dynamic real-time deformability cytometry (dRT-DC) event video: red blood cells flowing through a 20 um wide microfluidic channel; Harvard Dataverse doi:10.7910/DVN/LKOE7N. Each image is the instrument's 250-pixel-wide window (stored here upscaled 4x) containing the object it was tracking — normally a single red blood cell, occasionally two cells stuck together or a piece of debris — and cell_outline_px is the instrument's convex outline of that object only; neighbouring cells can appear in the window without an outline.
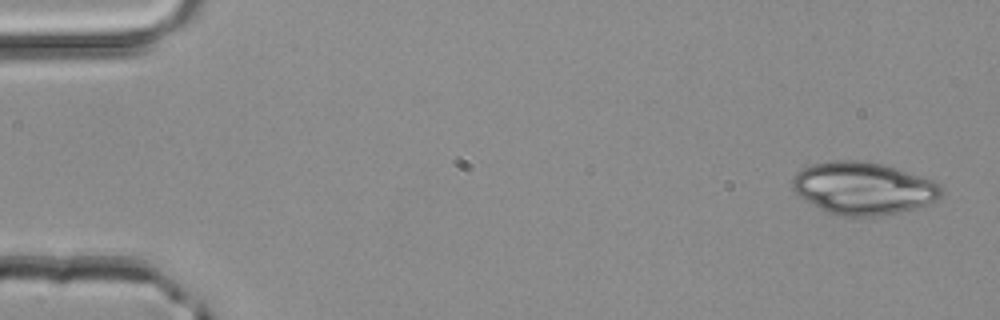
{"species": "common noctule bat (a hibernating species)", "species_latin": "Nyctalus noctula", "temperature_condition": "room temperature", "stored_images_in_passage": 3, "camera_frame_rate_fps": 3000, "um_per_image_px": 0.085, "animal": {"sex": "male", "body_mass_g": 20.4}, "frame": {"image": 1, "passage_image": 1, "time_ms": 0.0, "image_size_px": [1000, 320], "cell_outline_px": [[944, 192], [936, 200], [916, 208], [880, 216], [840, 216], [828, 212], [820, 208], [800, 196], [792, 188], [792, 180], [796, 172], [812, 164], [832, 160], [856, 160], [884, 164], [936, 180], [944, 188]], "centroid_in_image_um": [73.42, 15.99], "position_along_channel_um": 11.6, "area_um2": 45.66}}